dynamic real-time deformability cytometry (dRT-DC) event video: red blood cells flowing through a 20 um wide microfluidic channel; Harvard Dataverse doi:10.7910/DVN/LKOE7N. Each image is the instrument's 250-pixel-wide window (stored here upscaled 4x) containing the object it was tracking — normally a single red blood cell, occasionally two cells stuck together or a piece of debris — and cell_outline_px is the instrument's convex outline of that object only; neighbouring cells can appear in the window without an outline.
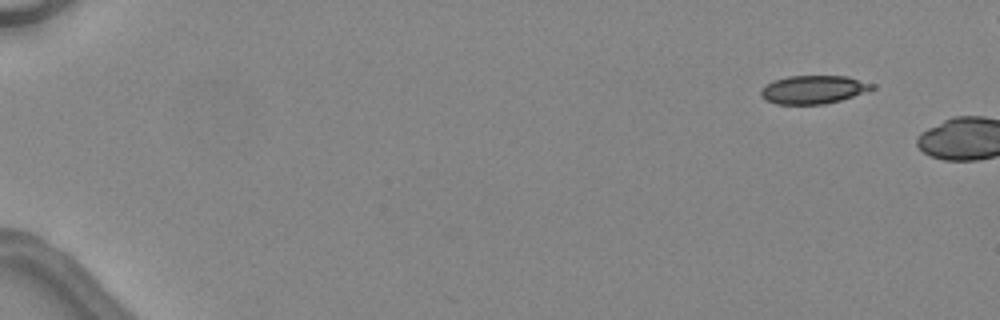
{"species": "common noctule bat (a hibernating species)", "species_latin": "Nyctalus noctula", "temperature_condition": "warm", "stored_images_in_passage": 6, "segment_of_instrument_passage": [2, 2], "camera_frame_rate_fps": 3000, "um_per_image_px": 0.085, "animal": {"sex": "female", "body_mass_g": 24.6, "forearm_length_mm": 56.2}, "frame": {"image": 1, "passage_image": 6, "time_ms": 6.0, "image_size_px": [1000, 320], "cell_outline_px": [[876, 88], [840, 100], [824, 104], [776, 104], [764, 100], [760, 96], [760, 88], [772, 80], [788, 76], [848, 76], [876, 84]], "centroid_in_image_um": [69.11, 7.6], "position_along_channel_um": 15.9, "area_um2": 18.55}}